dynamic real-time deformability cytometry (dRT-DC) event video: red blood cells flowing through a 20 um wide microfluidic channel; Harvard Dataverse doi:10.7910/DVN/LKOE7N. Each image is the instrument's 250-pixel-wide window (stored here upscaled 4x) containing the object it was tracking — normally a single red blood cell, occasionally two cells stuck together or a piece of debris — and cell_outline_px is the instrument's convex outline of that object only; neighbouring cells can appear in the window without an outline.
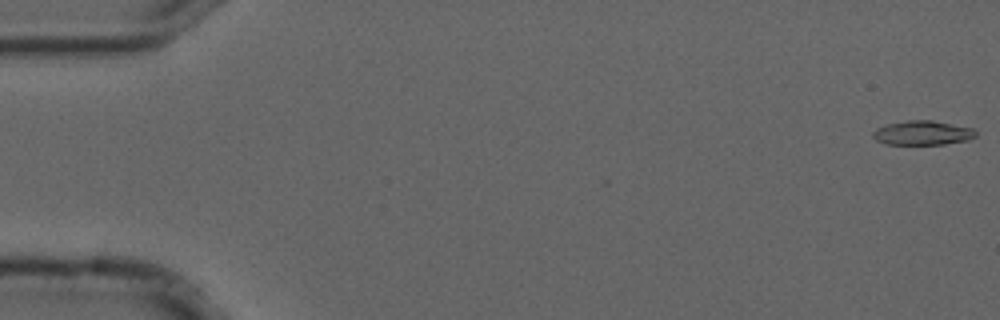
{"species": "common noctule bat (a hibernating species)", "species_latin": "Nyctalus noctula", "temperature_condition": "cold", "stored_images_in_passage": 17, "camera_frame_rate_fps": 3000, "um_per_image_px": 0.085, "animal": {"sex": "male", "forearm_length_mm": 52.5}, "frame": {"image": 1, "passage_image": 1, "time_ms": 0.0, "image_size_px": [1000, 320], "cell_outline_px": [[976, 136], [968, 140], [944, 144], [884, 144], [876, 140], [872, 136], [872, 132], [876, 128], [888, 124], [908, 120], [932, 120], [972, 128], [976, 132]], "centroid_in_image_um": [78.4, 11.3], "position_along_channel_um": 6.6, "area_um2": 14.51}}
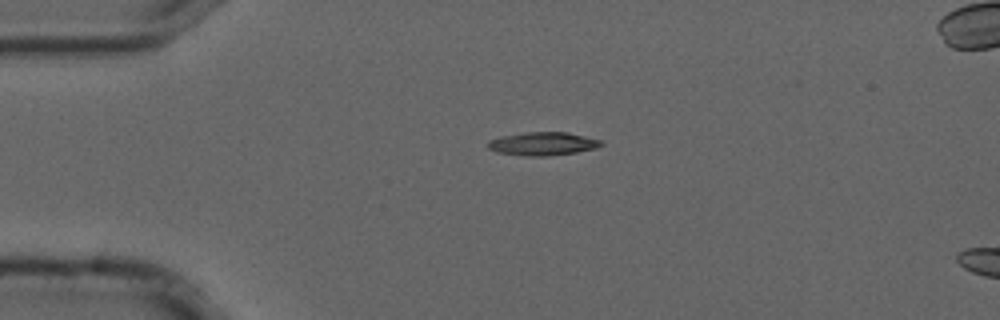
{"frame": {"image": 2, "passage_image": 13, "time_ms": 4.0, "image_size_px": [1000, 320], "cell_outline_px": [[604, 144], [596, 148], [576, 152], [548, 156], [524, 156], [496, 152], [488, 148], [488, 140], [500, 136], [528, 132], [568, 132], [600, 140]], "centroid_in_image_um": [46.11, 12.22], "position_along_channel_um": 38.9, "area_um2": 15.37}}